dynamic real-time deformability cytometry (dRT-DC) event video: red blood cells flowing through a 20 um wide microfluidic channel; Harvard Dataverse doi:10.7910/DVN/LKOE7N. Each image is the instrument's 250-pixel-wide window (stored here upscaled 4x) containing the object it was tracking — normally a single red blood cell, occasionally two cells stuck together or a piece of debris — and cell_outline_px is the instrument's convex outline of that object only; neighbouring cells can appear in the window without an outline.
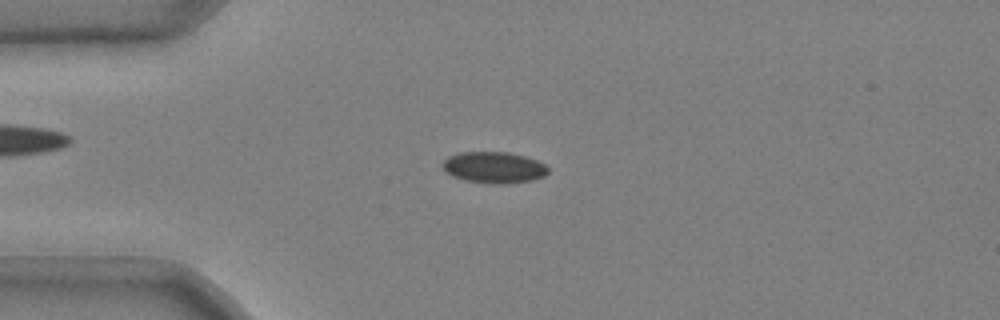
{"species": "common noctule bat (a hibernating species)", "species_latin": "Nyctalus noctula", "temperature_condition": "cold", "stored_images_in_passage": 51, "camera_frame_rate_fps": 3000, "um_per_image_px": 0.085, "animal": {"sex": "male", "body_mass_g": 20.4}, "frame": {"image": 1, "passage_image": 13, "time_ms": 4.0, "image_size_px": [1000, 320], "cell_outline_px": [[548, 172], [544, 176], [532, 180], [504, 184], [492, 184], [464, 180], [452, 176], [440, 164], [448, 156], [460, 152], [508, 152], [524, 156], [536, 160], [544, 164], [548, 168]], "centroid_in_image_um": [41.97, 14.23], "position_along_channel_um": 43.0, "area_um2": 19.25}}
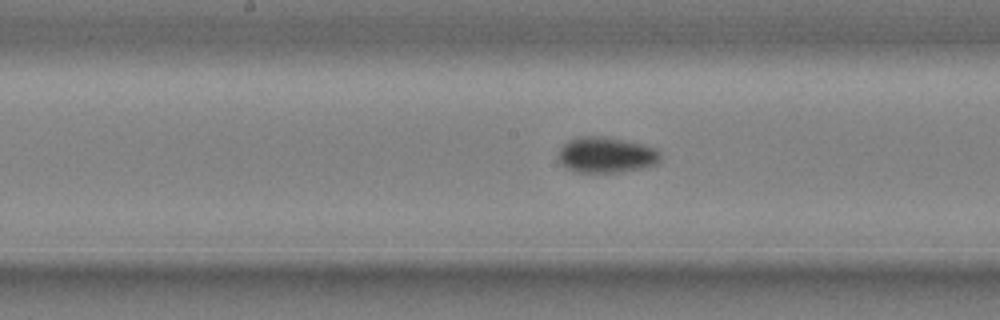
{"frame": {"image": 2, "passage_image": 27, "time_ms": 8.667, "image_size_px": [1000, 320], "cell_outline_px": [[660, 160], [656, 164], [644, 168], [620, 172], [576, 172], [560, 164], [556, 160], [556, 156], [560, 148], [568, 140], [580, 136], [608, 136], [644, 144], [656, 148], [660, 152]], "centroid_in_image_um": [51.51, 13.16], "position_along_channel_um": 196.7, "area_um2": 21.73}}
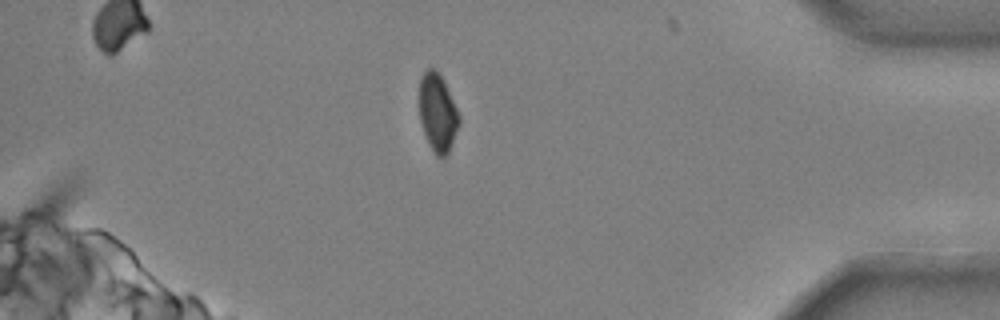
{"frame": {"image": 3, "passage_image": 46, "time_ms": 15.0, "image_size_px": [1000, 320], "cell_outline_px": [[460, 124], [452, 144], [448, 152], [444, 156], [436, 156], [428, 144], [420, 120], [420, 76], [428, 68], [436, 68], [440, 72], [460, 116]], "centroid_in_image_um": [37.2, 9.55], "position_along_channel_um": 398.0, "area_um2": 18.09}, "authors_computed_cell_mechanics": {"area_um2": 19.4786, "velocity_mm_per_s": 3.702, "shape_relaxation_time_tau1_ms": 6.6433, "shape_relaxation_time_tau2_ms": null, "deformation_change_tau1": 0.075, "deformation_change_tau2": null}}